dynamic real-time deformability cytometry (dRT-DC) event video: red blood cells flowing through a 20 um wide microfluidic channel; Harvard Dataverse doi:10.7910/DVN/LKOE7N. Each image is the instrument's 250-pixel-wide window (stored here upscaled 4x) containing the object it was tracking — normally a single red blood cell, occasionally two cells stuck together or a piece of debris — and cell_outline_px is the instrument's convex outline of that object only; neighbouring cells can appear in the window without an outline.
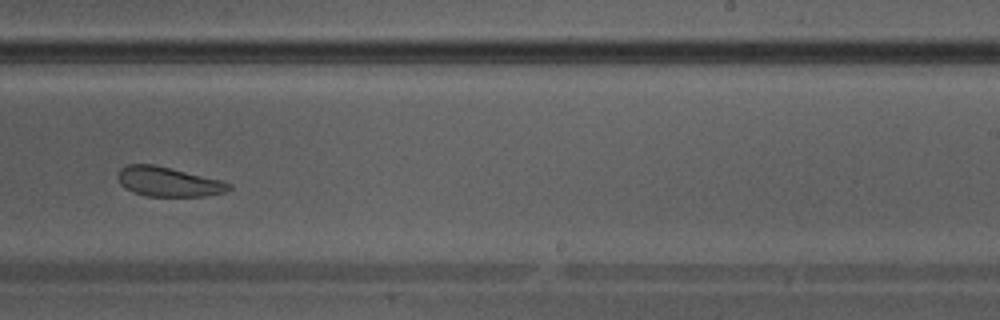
{"species": "Egyptian fruit bat (a non-hibernating species)", "species_latin": "Rousettus aegyptiacus", "temperature_condition": "warm", "stored_images_in_passage": 36, "camera_frame_rate_fps": 3000, "um_per_image_px": 0.085, "animal": {"sex": "male"}, "frame": {"image": 1, "passage_image": 21, "time_ms": 6.667, "image_size_px": [1000, 320], "cell_outline_px": [[232, 188], [224, 192], [204, 196], [144, 196], [132, 192], [124, 188], [120, 184], [116, 176], [120, 168], [128, 164], [156, 164], [220, 180], [232, 184]], "centroid_in_image_um": [14.26, 15.44], "position_along_channel_um": 274.7, "area_um2": 19.31}}
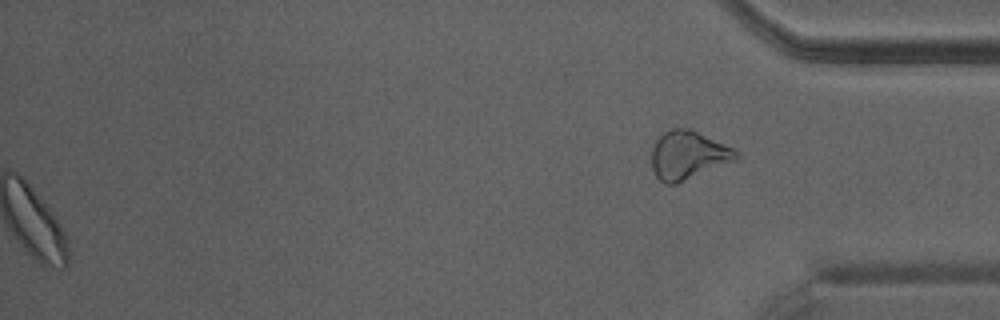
{"frame": {"image": 2, "passage_image": 36, "time_ms": 11.667, "image_size_px": [1000, 320], "cell_outline_px": [[740, 156], [736, 160], [676, 184], [664, 184], [656, 176], [652, 168], [652, 148], [656, 140], [664, 132], [672, 128], [688, 128], [724, 144], [732, 148]], "centroid_in_image_um": [58.46, 13.2], "position_along_channel_um": 376.7, "area_um2": 23.52}}